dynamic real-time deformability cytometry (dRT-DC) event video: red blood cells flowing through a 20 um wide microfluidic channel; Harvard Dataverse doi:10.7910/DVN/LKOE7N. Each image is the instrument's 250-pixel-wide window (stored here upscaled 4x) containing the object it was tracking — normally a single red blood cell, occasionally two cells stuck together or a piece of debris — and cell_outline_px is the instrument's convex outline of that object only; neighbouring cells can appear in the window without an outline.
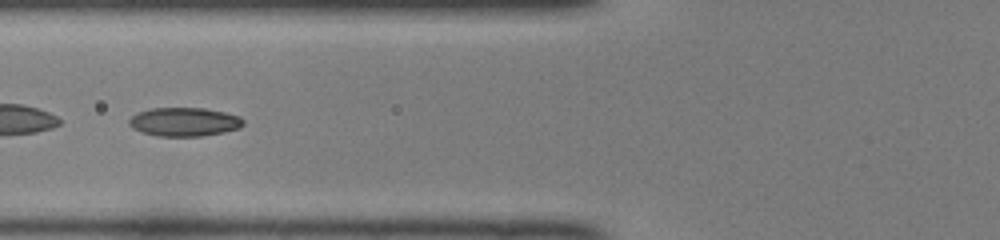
{"species": "common noctule bat (a hibernating species)", "species_latin": "Nyctalus noctula", "temperature_condition": "room temperature", "stored_images_in_passage": 48, "camera_frame_rate_fps": 3000, "um_per_image_px": 0.085, "animal": {"sex": "female", "body_mass_g": 22.0, "forearm_length_mm": 56.7}, "frame": {"image": 1, "passage_image": 21, "time_ms": 6.667, "image_size_px": [1000, 240], "cell_outline_px": [[244, 124], [240, 128], [224, 132], [200, 136], [156, 136], [132, 128], [128, 124], [128, 120], [136, 112], [152, 108], [204, 108], [224, 112], [240, 116], [244, 120]], "centroid_in_image_um": [15.66, 10.35], "position_along_channel_um": 110.1, "area_um2": 19.19}}
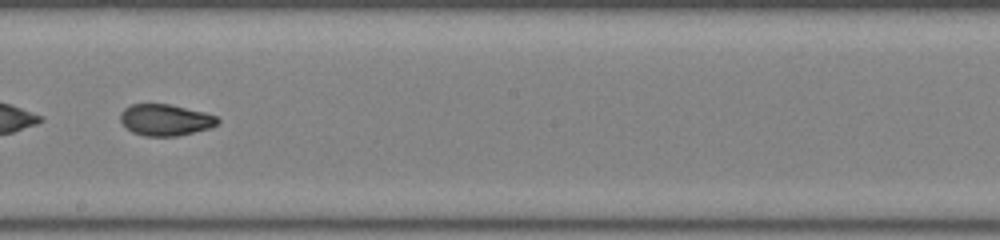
{"frame": {"image": 2, "passage_image": 30, "time_ms": 9.667, "image_size_px": [1000, 240], "cell_outline_px": [[220, 120], [216, 124], [208, 128], [176, 136], [144, 136], [132, 132], [120, 120], [120, 112], [124, 108], [132, 104], [168, 104], [204, 112], [216, 116]], "centroid_in_image_um": [14.02, 10.19], "position_along_channel_um": 234.2, "area_um2": 17.57}}
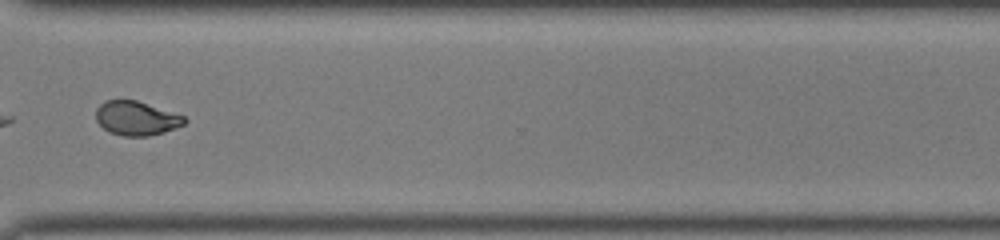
{"frame": {"image": 3, "passage_image": 39, "time_ms": 12.667, "image_size_px": [1000, 240], "cell_outline_px": [[188, 120], [184, 124], [176, 128], [164, 132], [148, 136], [124, 136], [108, 132], [96, 120], [96, 108], [104, 100], [136, 100], [184, 116]], "centroid_in_image_um": [11.58, 10.06], "position_along_channel_um": 359.0, "area_um2": 17.57}, "authors_computed_cell_mechanics": {"area_um2": 18.9873, "velocity_mm_per_s": 4.1459, "shape_relaxation_time_tau1_ms": 8.7571, "shape_relaxation_time_tau2_ms": 1.4126, "deformation_change_tau1": 0.2425, "deformation_change_tau2": 0.0623}}